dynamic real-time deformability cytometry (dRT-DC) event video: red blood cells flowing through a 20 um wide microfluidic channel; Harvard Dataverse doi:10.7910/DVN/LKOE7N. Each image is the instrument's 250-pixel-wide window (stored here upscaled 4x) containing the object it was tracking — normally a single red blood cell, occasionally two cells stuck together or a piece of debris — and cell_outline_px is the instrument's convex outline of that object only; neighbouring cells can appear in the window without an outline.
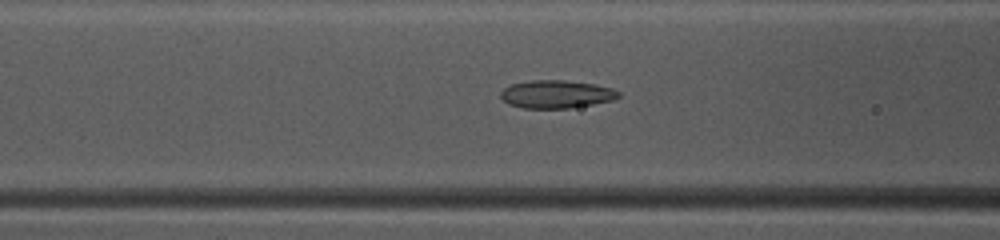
{"species": "common noctule bat (a hibernating species)", "species_latin": "Nyctalus noctula", "temperature_condition": "warm", "stored_images_in_passage": 49, "camera_frame_rate_fps": 3000, "um_per_image_px": 0.085, "animal": {"sex": "female", "body_mass_g": 10.0, "forearm_length_mm": 53.1}, "frame": {"image": 1, "passage_image": 20, "time_ms": 6.333, "image_size_px": [1000, 240], "cell_outline_px": [[620, 96], [612, 100], [592, 104], [568, 108], [524, 108], [508, 104], [500, 96], [500, 92], [504, 88], [512, 84], [532, 80], [564, 80], [596, 84], [612, 88], [620, 92]], "centroid_in_image_um": [47.29, 8.0], "position_along_channel_um": 119.3, "area_um2": 19.13}}
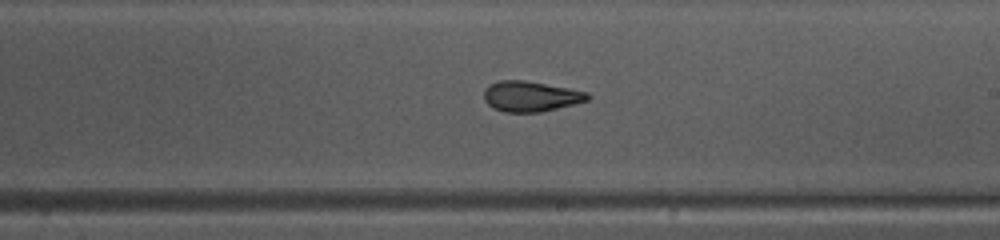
{"frame": {"image": 2, "passage_image": 29, "time_ms": 9.333, "image_size_px": [1000, 240], "cell_outline_px": [[592, 96], [588, 100], [540, 112], [504, 112], [492, 108], [484, 100], [484, 88], [488, 84], [500, 80], [524, 80], [568, 88], [588, 92]], "centroid_in_image_um": [45.07, 8.18], "position_along_channel_um": 243.9, "area_um2": 18.38}}
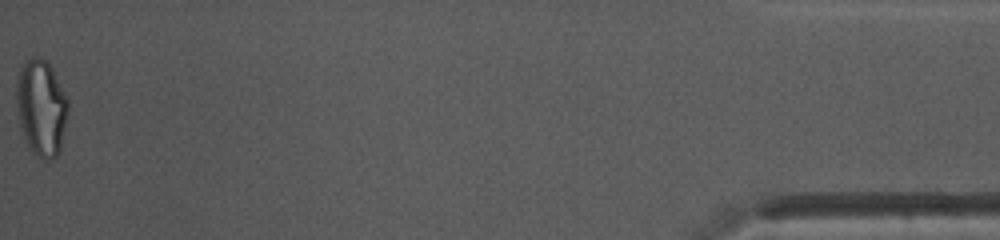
{"frame": {"image": 3, "passage_image": 49, "time_ms": 16.0, "image_size_px": [1000, 240], "cell_outline_px": [[68, 112], [60, 152], [52, 160], [44, 160], [32, 152], [28, 148], [20, 128], [16, 100], [16, 80], [20, 68], [32, 56], [36, 56], [44, 60], [52, 68], [68, 96]], "centroid_in_image_um": [3.52, 9.18], "position_along_channel_um": 431.7, "area_um2": 29.36}, "authors_computed_cell_mechanics": {"area_um2": 19.5942, "velocity_mm_per_s": 4.1427, "shape_relaxation_time_tau1_ms": 7.2315, "shape_relaxation_time_tau2_ms": 1.6335, "deformation_change_tau1": 0.1828, "deformation_change_tau2": 0.0728}}